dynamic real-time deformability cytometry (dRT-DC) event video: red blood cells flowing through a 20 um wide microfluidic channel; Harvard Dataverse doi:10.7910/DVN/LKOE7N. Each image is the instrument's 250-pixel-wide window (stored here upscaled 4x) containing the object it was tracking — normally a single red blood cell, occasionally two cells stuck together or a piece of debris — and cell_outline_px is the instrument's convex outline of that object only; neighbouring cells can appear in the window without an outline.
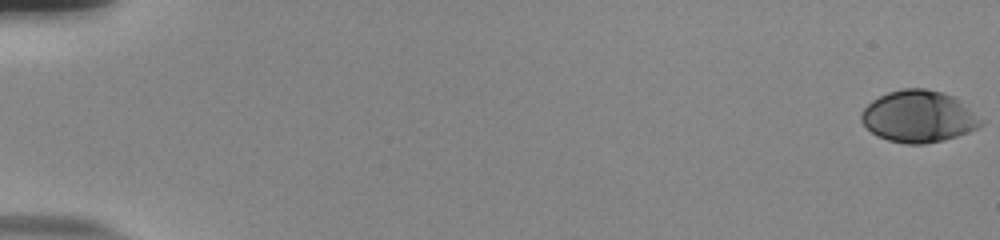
{"species": "human", "species_latin": "Homo sapiens", "temperature_condition": "room temperature", "stored_images_in_passage": 1, "camera_frame_rate_fps": 3000, "um_per_image_px": 0.085, "donor": {"sex": "male"}, "frame": {"image": 1, "passage_image": 1, "time_ms": 0.0, "image_size_px": [1000, 240], "cell_outline_px": [[984, 124], [968, 132], [944, 140], [924, 144], [908, 144], [888, 140], [876, 136], [860, 120], [860, 112], [872, 100], [888, 92], [904, 88], [924, 88], [940, 92], [952, 96], [960, 100], [984, 120]], "centroid_in_image_um": [78.08, 9.9], "position_along_channel_um": 6.9, "area_um2": 36.13}}